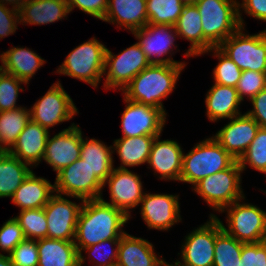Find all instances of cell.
Segmentation results:
<instances>
[{"label":"cell","instance_id":"6da1fadb","mask_svg":"<svg viewBox=\"0 0 266 266\" xmlns=\"http://www.w3.org/2000/svg\"><path fill=\"white\" fill-rule=\"evenodd\" d=\"M130 218L120 209L101 199L83 201L78 215L75 246L79 253V266L85 262L82 249L110 239H120L123 226Z\"/></svg>","mask_w":266,"mask_h":266},{"label":"cell","instance_id":"7a4b0ae2","mask_svg":"<svg viewBox=\"0 0 266 266\" xmlns=\"http://www.w3.org/2000/svg\"><path fill=\"white\" fill-rule=\"evenodd\" d=\"M186 64H150L123 90L124 97L132 102L164 110L161 100L175 89L177 80Z\"/></svg>","mask_w":266,"mask_h":266},{"label":"cell","instance_id":"3957f363","mask_svg":"<svg viewBox=\"0 0 266 266\" xmlns=\"http://www.w3.org/2000/svg\"><path fill=\"white\" fill-rule=\"evenodd\" d=\"M236 160L213 138H207L183 154L181 182L193 186L207 176L229 168Z\"/></svg>","mask_w":266,"mask_h":266},{"label":"cell","instance_id":"277c9868","mask_svg":"<svg viewBox=\"0 0 266 266\" xmlns=\"http://www.w3.org/2000/svg\"><path fill=\"white\" fill-rule=\"evenodd\" d=\"M237 0H199L197 9L202 19L203 37L218 47L240 27Z\"/></svg>","mask_w":266,"mask_h":266},{"label":"cell","instance_id":"5b68a950","mask_svg":"<svg viewBox=\"0 0 266 266\" xmlns=\"http://www.w3.org/2000/svg\"><path fill=\"white\" fill-rule=\"evenodd\" d=\"M106 46L95 37L74 48L56 73L84 81L97 88L104 73Z\"/></svg>","mask_w":266,"mask_h":266},{"label":"cell","instance_id":"8992f818","mask_svg":"<svg viewBox=\"0 0 266 266\" xmlns=\"http://www.w3.org/2000/svg\"><path fill=\"white\" fill-rule=\"evenodd\" d=\"M242 169L236 160L229 168L207 176L194 185V191L214 210L221 212L226 206L245 199L241 190Z\"/></svg>","mask_w":266,"mask_h":266},{"label":"cell","instance_id":"52a82bcc","mask_svg":"<svg viewBox=\"0 0 266 266\" xmlns=\"http://www.w3.org/2000/svg\"><path fill=\"white\" fill-rule=\"evenodd\" d=\"M244 29L240 27L218 47L242 71L266 73V30L249 35L243 33Z\"/></svg>","mask_w":266,"mask_h":266},{"label":"cell","instance_id":"ba28073f","mask_svg":"<svg viewBox=\"0 0 266 266\" xmlns=\"http://www.w3.org/2000/svg\"><path fill=\"white\" fill-rule=\"evenodd\" d=\"M242 199L226 206L228 228H222L242 243L266 241V212L253 204L240 203ZM227 209V210H226Z\"/></svg>","mask_w":266,"mask_h":266},{"label":"cell","instance_id":"9c48e42d","mask_svg":"<svg viewBox=\"0 0 266 266\" xmlns=\"http://www.w3.org/2000/svg\"><path fill=\"white\" fill-rule=\"evenodd\" d=\"M150 64L138 42L118 55L106 48L103 75H107L103 87L106 90L119 88L123 91L131 80Z\"/></svg>","mask_w":266,"mask_h":266},{"label":"cell","instance_id":"30bf717a","mask_svg":"<svg viewBox=\"0 0 266 266\" xmlns=\"http://www.w3.org/2000/svg\"><path fill=\"white\" fill-rule=\"evenodd\" d=\"M103 187L104 184L81 158L58 172L54 183L57 194L77 198L81 202L100 199Z\"/></svg>","mask_w":266,"mask_h":266},{"label":"cell","instance_id":"8fae6325","mask_svg":"<svg viewBox=\"0 0 266 266\" xmlns=\"http://www.w3.org/2000/svg\"><path fill=\"white\" fill-rule=\"evenodd\" d=\"M78 109L60 81L54 83L30 109V118L49 131V128L71 120Z\"/></svg>","mask_w":266,"mask_h":266},{"label":"cell","instance_id":"7c38bea8","mask_svg":"<svg viewBox=\"0 0 266 266\" xmlns=\"http://www.w3.org/2000/svg\"><path fill=\"white\" fill-rule=\"evenodd\" d=\"M127 104L122 113L123 137L142 135L159 136L166 121V111L150 105L132 102L124 97Z\"/></svg>","mask_w":266,"mask_h":266},{"label":"cell","instance_id":"4fadbf2b","mask_svg":"<svg viewBox=\"0 0 266 266\" xmlns=\"http://www.w3.org/2000/svg\"><path fill=\"white\" fill-rule=\"evenodd\" d=\"M81 204H76L54 193L44 206L47 218L48 238L74 242Z\"/></svg>","mask_w":266,"mask_h":266},{"label":"cell","instance_id":"5bb4252c","mask_svg":"<svg viewBox=\"0 0 266 266\" xmlns=\"http://www.w3.org/2000/svg\"><path fill=\"white\" fill-rule=\"evenodd\" d=\"M132 34L138 39L142 51L151 64H186L185 62L175 61L170 57H162L169 53L170 55L174 54L171 53L172 48L177 47L174 41L178 34L173 25L147 24Z\"/></svg>","mask_w":266,"mask_h":266},{"label":"cell","instance_id":"9a60e30c","mask_svg":"<svg viewBox=\"0 0 266 266\" xmlns=\"http://www.w3.org/2000/svg\"><path fill=\"white\" fill-rule=\"evenodd\" d=\"M108 183L110 202L100 199L115 208L122 210L129 218L130 209L139 206L144 192L140 176L128 169L113 168L104 186Z\"/></svg>","mask_w":266,"mask_h":266},{"label":"cell","instance_id":"2e32d148","mask_svg":"<svg viewBox=\"0 0 266 266\" xmlns=\"http://www.w3.org/2000/svg\"><path fill=\"white\" fill-rule=\"evenodd\" d=\"M82 137L80 127L74 123L52 138L48 135L42 160L60 172L80 158Z\"/></svg>","mask_w":266,"mask_h":266},{"label":"cell","instance_id":"e0dca14e","mask_svg":"<svg viewBox=\"0 0 266 266\" xmlns=\"http://www.w3.org/2000/svg\"><path fill=\"white\" fill-rule=\"evenodd\" d=\"M215 216L204 225L185 236L182 245V261L184 266H213L215 246Z\"/></svg>","mask_w":266,"mask_h":266},{"label":"cell","instance_id":"ac0fdd59","mask_svg":"<svg viewBox=\"0 0 266 266\" xmlns=\"http://www.w3.org/2000/svg\"><path fill=\"white\" fill-rule=\"evenodd\" d=\"M178 195L144 193L141 203L142 219L149 229L169 230L181 221Z\"/></svg>","mask_w":266,"mask_h":266},{"label":"cell","instance_id":"d6986e66","mask_svg":"<svg viewBox=\"0 0 266 266\" xmlns=\"http://www.w3.org/2000/svg\"><path fill=\"white\" fill-rule=\"evenodd\" d=\"M215 136H212L235 160H239L259 129L258 123L249 115L241 114L230 119Z\"/></svg>","mask_w":266,"mask_h":266},{"label":"cell","instance_id":"ffe728a7","mask_svg":"<svg viewBox=\"0 0 266 266\" xmlns=\"http://www.w3.org/2000/svg\"><path fill=\"white\" fill-rule=\"evenodd\" d=\"M160 135L155 137L148 159V165L159 173L160 179L180 181L183 151L177 141H160Z\"/></svg>","mask_w":266,"mask_h":266},{"label":"cell","instance_id":"44dd1931","mask_svg":"<svg viewBox=\"0 0 266 266\" xmlns=\"http://www.w3.org/2000/svg\"><path fill=\"white\" fill-rule=\"evenodd\" d=\"M48 135L46 128L30 120L8 152L30 166H37L44 157Z\"/></svg>","mask_w":266,"mask_h":266},{"label":"cell","instance_id":"7402d4cb","mask_svg":"<svg viewBox=\"0 0 266 266\" xmlns=\"http://www.w3.org/2000/svg\"><path fill=\"white\" fill-rule=\"evenodd\" d=\"M102 21L124 26L133 33L148 24L146 0H108Z\"/></svg>","mask_w":266,"mask_h":266},{"label":"cell","instance_id":"603a6c76","mask_svg":"<svg viewBox=\"0 0 266 266\" xmlns=\"http://www.w3.org/2000/svg\"><path fill=\"white\" fill-rule=\"evenodd\" d=\"M159 259L153 244L143 238L124 233L119 242L116 266H163L164 259Z\"/></svg>","mask_w":266,"mask_h":266},{"label":"cell","instance_id":"cb8c5ba5","mask_svg":"<svg viewBox=\"0 0 266 266\" xmlns=\"http://www.w3.org/2000/svg\"><path fill=\"white\" fill-rule=\"evenodd\" d=\"M178 37L191 42L185 56H199L213 46L203 37L202 19L196 5H184L174 25Z\"/></svg>","mask_w":266,"mask_h":266},{"label":"cell","instance_id":"d4e9b609","mask_svg":"<svg viewBox=\"0 0 266 266\" xmlns=\"http://www.w3.org/2000/svg\"><path fill=\"white\" fill-rule=\"evenodd\" d=\"M241 102L235 87L215 83L207 92L205 99L207 117L210 121L216 122L241 115L238 109Z\"/></svg>","mask_w":266,"mask_h":266},{"label":"cell","instance_id":"484cf974","mask_svg":"<svg viewBox=\"0 0 266 266\" xmlns=\"http://www.w3.org/2000/svg\"><path fill=\"white\" fill-rule=\"evenodd\" d=\"M54 185L47 179L37 177L33 171L17 188L12 196V203L22 210L44 207L54 193Z\"/></svg>","mask_w":266,"mask_h":266},{"label":"cell","instance_id":"4316f807","mask_svg":"<svg viewBox=\"0 0 266 266\" xmlns=\"http://www.w3.org/2000/svg\"><path fill=\"white\" fill-rule=\"evenodd\" d=\"M0 59L2 63L0 69L2 71L14 75L27 84L40 66L42 67L45 63V60L37 53L23 47L10 48L0 54Z\"/></svg>","mask_w":266,"mask_h":266},{"label":"cell","instance_id":"83f0119b","mask_svg":"<svg viewBox=\"0 0 266 266\" xmlns=\"http://www.w3.org/2000/svg\"><path fill=\"white\" fill-rule=\"evenodd\" d=\"M70 13L65 0H26L19 10L20 24H50Z\"/></svg>","mask_w":266,"mask_h":266},{"label":"cell","instance_id":"f1b7e54d","mask_svg":"<svg viewBox=\"0 0 266 266\" xmlns=\"http://www.w3.org/2000/svg\"><path fill=\"white\" fill-rule=\"evenodd\" d=\"M38 266H79L74 242L43 238L37 240Z\"/></svg>","mask_w":266,"mask_h":266},{"label":"cell","instance_id":"f546056e","mask_svg":"<svg viewBox=\"0 0 266 266\" xmlns=\"http://www.w3.org/2000/svg\"><path fill=\"white\" fill-rule=\"evenodd\" d=\"M157 136L142 135L121 137L114 140L112 150H116L121 160L120 169L148 163L152 143Z\"/></svg>","mask_w":266,"mask_h":266},{"label":"cell","instance_id":"4dcf8cb0","mask_svg":"<svg viewBox=\"0 0 266 266\" xmlns=\"http://www.w3.org/2000/svg\"><path fill=\"white\" fill-rule=\"evenodd\" d=\"M113 152L112 146L107 147L99 140L82 137L80 158L103 184L114 168Z\"/></svg>","mask_w":266,"mask_h":266},{"label":"cell","instance_id":"1f68e13d","mask_svg":"<svg viewBox=\"0 0 266 266\" xmlns=\"http://www.w3.org/2000/svg\"><path fill=\"white\" fill-rule=\"evenodd\" d=\"M29 164L7 151L0 152V198L11 197L30 175Z\"/></svg>","mask_w":266,"mask_h":266},{"label":"cell","instance_id":"d6a6232c","mask_svg":"<svg viewBox=\"0 0 266 266\" xmlns=\"http://www.w3.org/2000/svg\"><path fill=\"white\" fill-rule=\"evenodd\" d=\"M243 243L222 228V221L215 216V246L213 266H240Z\"/></svg>","mask_w":266,"mask_h":266},{"label":"cell","instance_id":"836d02e7","mask_svg":"<svg viewBox=\"0 0 266 266\" xmlns=\"http://www.w3.org/2000/svg\"><path fill=\"white\" fill-rule=\"evenodd\" d=\"M30 120V109L26 107L0 112V151L8 152L13 147Z\"/></svg>","mask_w":266,"mask_h":266},{"label":"cell","instance_id":"e575fe53","mask_svg":"<svg viewBox=\"0 0 266 266\" xmlns=\"http://www.w3.org/2000/svg\"><path fill=\"white\" fill-rule=\"evenodd\" d=\"M183 7L181 0H146L148 24L174 26Z\"/></svg>","mask_w":266,"mask_h":266},{"label":"cell","instance_id":"d590c367","mask_svg":"<svg viewBox=\"0 0 266 266\" xmlns=\"http://www.w3.org/2000/svg\"><path fill=\"white\" fill-rule=\"evenodd\" d=\"M14 218L18 221L26 239L48 238V225L44 207L22 210L19 216Z\"/></svg>","mask_w":266,"mask_h":266},{"label":"cell","instance_id":"8d00e7d4","mask_svg":"<svg viewBox=\"0 0 266 266\" xmlns=\"http://www.w3.org/2000/svg\"><path fill=\"white\" fill-rule=\"evenodd\" d=\"M238 162L242 172L248 163L251 168L266 174V128L259 127L254 140Z\"/></svg>","mask_w":266,"mask_h":266},{"label":"cell","instance_id":"74e56055","mask_svg":"<svg viewBox=\"0 0 266 266\" xmlns=\"http://www.w3.org/2000/svg\"><path fill=\"white\" fill-rule=\"evenodd\" d=\"M211 51H214V57L219 59V63L213 70L215 83L236 88L242 70L219 47H212L204 53Z\"/></svg>","mask_w":266,"mask_h":266},{"label":"cell","instance_id":"f35d334b","mask_svg":"<svg viewBox=\"0 0 266 266\" xmlns=\"http://www.w3.org/2000/svg\"><path fill=\"white\" fill-rule=\"evenodd\" d=\"M26 82L0 69V112L14 110L19 91H24L20 85ZM21 87V88H20Z\"/></svg>","mask_w":266,"mask_h":266},{"label":"cell","instance_id":"ab89813d","mask_svg":"<svg viewBox=\"0 0 266 266\" xmlns=\"http://www.w3.org/2000/svg\"><path fill=\"white\" fill-rule=\"evenodd\" d=\"M265 88L266 73L244 70L241 73L236 90L238 91L239 98L243 101L244 96L250 100Z\"/></svg>","mask_w":266,"mask_h":266},{"label":"cell","instance_id":"60d3db41","mask_svg":"<svg viewBox=\"0 0 266 266\" xmlns=\"http://www.w3.org/2000/svg\"><path fill=\"white\" fill-rule=\"evenodd\" d=\"M120 239H110L101 241L97 244H93L89 247L83 248L82 251L89 252V259H91V255L95 256L93 259V266H116V262L118 259V247H119ZM107 245L115 246V249L106 250L103 247ZM106 247V246H105ZM105 250V251H104ZM96 260V261H95Z\"/></svg>","mask_w":266,"mask_h":266},{"label":"cell","instance_id":"b9f144b4","mask_svg":"<svg viewBox=\"0 0 266 266\" xmlns=\"http://www.w3.org/2000/svg\"><path fill=\"white\" fill-rule=\"evenodd\" d=\"M8 256L14 266H38L37 240L25 238Z\"/></svg>","mask_w":266,"mask_h":266},{"label":"cell","instance_id":"7bdbcfd3","mask_svg":"<svg viewBox=\"0 0 266 266\" xmlns=\"http://www.w3.org/2000/svg\"><path fill=\"white\" fill-rule=\"evenodd\" d=\"M24 239L23 230L15 218H10L3 223L0 228V250L7 252L9 255Z\"/></svg>","mask_w":266,"mask_h":266},{"label":"cell","instance_id":"ee69618b","mask_svg":"<svg viewBox=\"0 0 266 266\" xmlns=\"http://www.w3.org/2000/svg\"><path fill=\"white\" fill-rule=\"evenodd\" d=\"M240 266H266V241L243 243Z\"/></svg>","mask_w":266,"mask_h":266},{"label":"cell","instance_id":"f6af8a7d","mask_svg":"<svg viewBox=\"0 0 266 266\" xmlns=\"http://www.w3.org/2000/svg\"><path fill=\"white\" fill-rule=\"evenodd\" d=\"M66 2L69 12L77 7L86 14L100 20L104 19L108 4V0H66Z\"/></svg>","mask_w":266,"mask_h":266},{"label":"cell","instance_id":"bcb514c9","mask_svg":"<svg viewBox=\"0 0 266 266\" xmlns=\"http://www.w3.org/2000/svg\"><path fill=\"white\" fill-rule=\"evenodd\" d=\"M20 24L19 11L0 3V39L15 33Z\"/></svg>","mask_w":266,"mask_h":266},{"label":"cell","instance_id":"7dc6e473","mask_svg":"<svg viewBox=\"0 0 266 266\" xmlns=\"http://www.w3.org/2000/svg\"><path fill=\"white\" fill-rule=\"evenodd\" d=\"M240 8L245 11L246 14L258 19L266 21V0H242V3H238L239 22L241 27L244 28V20Z\"/></svg>","mask_w":266,"mask_h":266},{"label":"cell","instance_id":"c3c4849f","mask_svg":"<svg viewBox=\"0 0 266 266\" xmlns=\"http://www.w3.org/2000/svg\"><path fill=\"white\" fill-rule=\"evenodd\" d=\"M253 109L246 114L252 117L260 127L266 128V88L250 99Z\"/></svg>","mask_w":266,"mask_h":266},{"label":"cell","instance_id":"681fc988","mask_svg":"<svg viewBox=\"0 0 266 266\" xmlns=\"http://www.w3.org/2000/svg\"><path fill=\"white\" fill-rule=\"evenodd\" d=\"M26 0H0V3L3 5H8L11 4L12 9H15L17 11L20 10V8L22 7V5L25 3Z\"/></svg>","mask_w":266,"mask_h":266},{"label":"cell","instance_id":"f907efd6","mask_svg":"<svg viewBox=\"0 0 266 266\" xmlns=\"http://www.w3.org/2000/svg\"><path fill=\"white\" fill-rule=\"evenodd\" d=\"M0 266H14L8 255L0 254Z\"/></svg>","mask_w":266,"mask_h":266},{"label":"cell","instance_id":"816d5d0a","mask_svg":"<svg viewBox=\"0 0 266 266\" xmlns=\"http://www.w3.org/2000/svg\"><path fill=\"white\" fill-rule=\"evenodd\" d=\"M163 266H184V265H182L181 262H180L179 260L175 261L174 264H172V263L169 264L168 262H166V261L164 260V262H163Z\"/></svg>","mask_w":266,"mask_h":266},{"label":"cell","instance_id":"f5cc1de1","mask_svg":"<svg viewBox=\"0 0 266 266\" xmlns=\"http://www.w3.org/2000/svg\"><path fill=\"white\" fill-rule=\"evenodd\" d=\"M199 0H181L184 5H195Z\"/></svg>","mask_w":266,"mask_h":266}]
</instances>
